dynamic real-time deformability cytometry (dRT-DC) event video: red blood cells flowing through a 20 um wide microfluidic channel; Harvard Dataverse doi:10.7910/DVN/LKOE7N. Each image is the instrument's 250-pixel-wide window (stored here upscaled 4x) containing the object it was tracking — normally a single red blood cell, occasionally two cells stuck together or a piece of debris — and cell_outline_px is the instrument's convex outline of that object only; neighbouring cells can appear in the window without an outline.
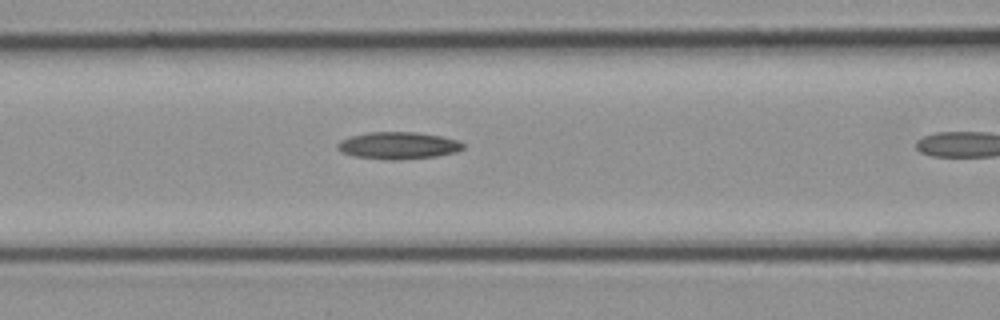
{"species": "common noctule bat (a hibernating species)", "species_latin": "Nyctalus noctula", "temperature_condition": "cold", "stored_images_in_passage": 4, "camera_frame_rate_fps": 3000, "um_per_image_px": 0.085, "animal": {"sex": "female", "body_mass_g": 21.9}, "frame": {"image": 1, "passage_image": 4, "time_ms": 1.0, "image_size_px": [1000, 320], "cell_outline_px": [[464, 148], [456, 152], [436, 156], [392, 160], [356, 156], [344, 152], [336, 148], [336, 144], [340, 140], [352, 136], [368, 132], [416, 132], [440, 136], [456, 140], [464, 144]], "centroid_in_image_um": [33.85, 12.36], "position_along_channel_um": 132.8, "area_um2": 19.54}}